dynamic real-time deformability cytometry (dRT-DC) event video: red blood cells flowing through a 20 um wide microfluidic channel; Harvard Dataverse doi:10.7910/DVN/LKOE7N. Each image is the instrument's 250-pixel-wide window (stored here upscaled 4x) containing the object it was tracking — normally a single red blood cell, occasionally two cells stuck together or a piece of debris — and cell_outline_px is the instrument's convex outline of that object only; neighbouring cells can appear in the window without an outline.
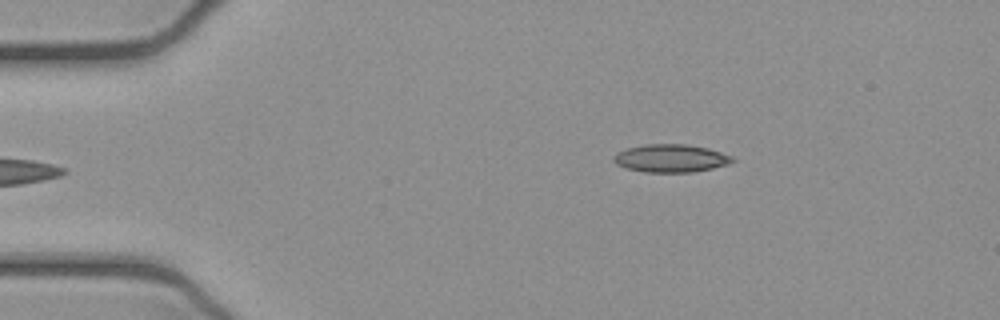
{"species": "common noctule bat (a hibernating species)", "species_latin": "Nyctalus noctula", "temperature_condition": "cold", "stored_images_in_passage": 45, "camera_frame_rate_fps": 3000, "um_per_image_px": 0.085, "animal": {"sex": "female", "body_mass_g": 21.9}, "frame": {"image": 1, "passage_image": 2, "time_ms": 0.333, "image_size_px": [1000, 320], "cell_outline_px": [[736, 160], [728, 164], [712, 168], [692, 172], [644, 172], [624, 168], [616, 164], [612, 160], [612, 156], [616, 152], [628, 148], [644, 144], [684, 144], [708, 148], [732, 156]], "centroid_in_image_um": [56.97, 13.45], "position_along_channel_um": 28.0, "area_um2": 19.42}}
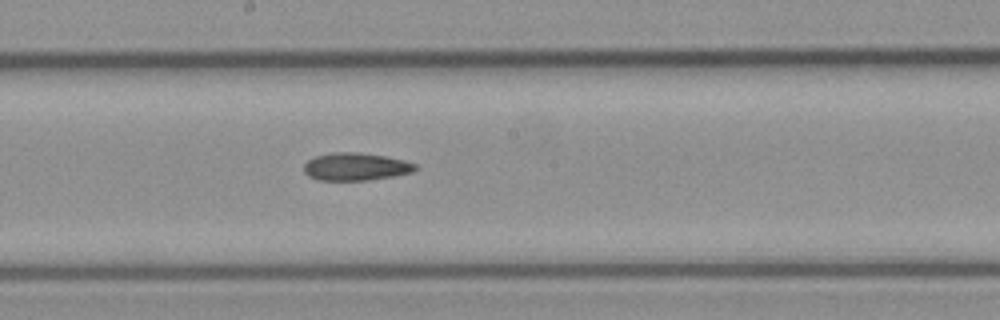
{"frame": {"image": 2, "passage_image": 21, "time_ms": 6.667, "image_size_px": [1000, 320], "cell_outline_px": [[420, 168], [412, 172], [392, 176], [368, 180], [316, 180], [308, 176], [304, 172], [304, 164], [308, 160], [316, 156], [336, 152], [356, 152], [388, 156], [404, 160], [416, 164]], "centroid_in_image_um": [30.25, 14.16], "position_along_channel_um": 217.9, "area_um2": 18.03}}
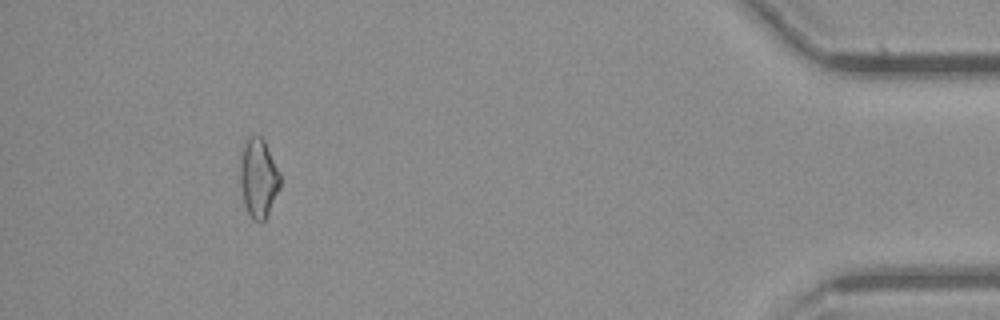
{"frame": {"image": 3, "passage_image": 41, "time_ms": 13.333, "image_size_px": [1000, 320], "cell_outline_px": [[280, 188], [264, 220], [260, 224], [252, 220], [244, 204], [240, 184], [240, 168], [244, 144], [248, 136], [260, 136], [264, 140], [280, 172]], "centroid_in_image_um": [21.97, 15.15], "position_along_channel_um": 413.2, "area_um2": 18.32}}